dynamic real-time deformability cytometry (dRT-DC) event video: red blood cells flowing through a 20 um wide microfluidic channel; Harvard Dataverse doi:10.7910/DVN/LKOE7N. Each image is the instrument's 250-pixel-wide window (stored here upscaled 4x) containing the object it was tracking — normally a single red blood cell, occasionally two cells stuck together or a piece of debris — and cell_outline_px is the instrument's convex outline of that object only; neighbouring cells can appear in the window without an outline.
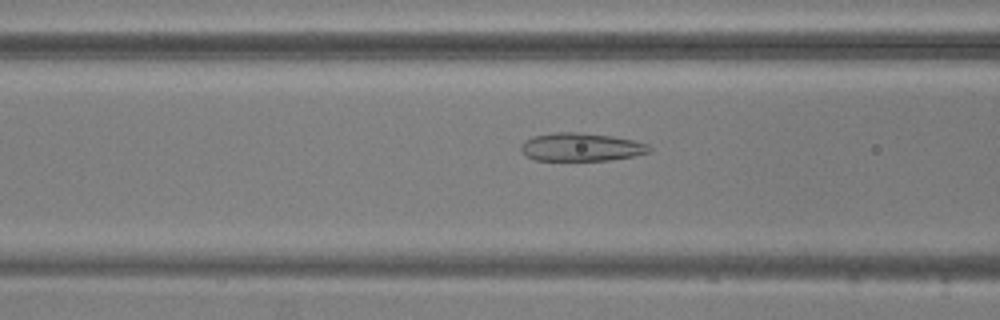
{"species": "common noctule bat (a hibernating species)", "species_latin": "Nyctalus noctula", "temperature_condition": "warm", "stored_images_in_passage": 52, "camera_frame_rate_fps": 3000, "um_per_image_px": 0.085, "animal": {"sex": "male", "body_mass_g": 20.5, "forearm_length_mm": 52.5}, "frame": {"image": 1, "passage_image": 19, "time_ms": 6.0, "image_size_px": [1000, 320], "cell_outline_px": [[652, 148], [648, 152], [632, 156], [608, 160], [532, 160], [524, 156], [520, 152], [520, 144], [524, 140], [532, 136], [556, 132], [576, 132], [612, 136], [632, 140], [648, 144]], "centroid_in_image_um": [49.31, 12.5], "position_along_channel_um": 117.3, "area_um2": 21.15}}
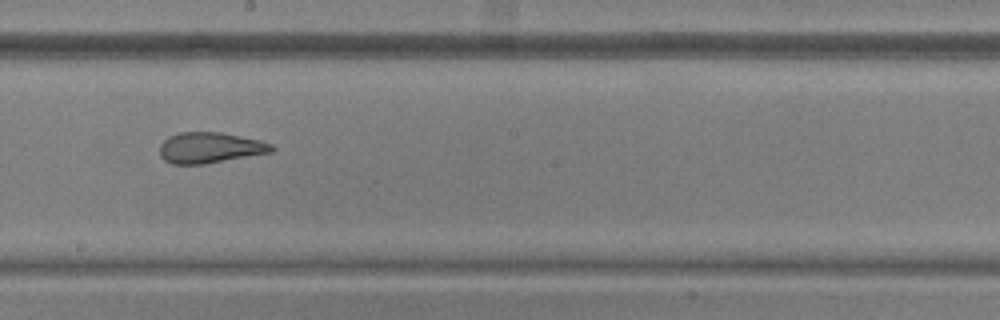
{"frame": {"image": 2, "passage_image": 28, "time_ms": 9.0, "image_size_px": [1000, 320], "cell_outline_px": [[276, 148], [272, 152], [204, 164], [172, 164], [164, 160], [160, 156], [160, 144], [168, 136], [180, 132], [220, 132], [260, 140], [272, 144]], "centroid_in_image_um": [17.84, 12.55], "position_along_channel_um": 230.4, "area_um2": 20.11}}
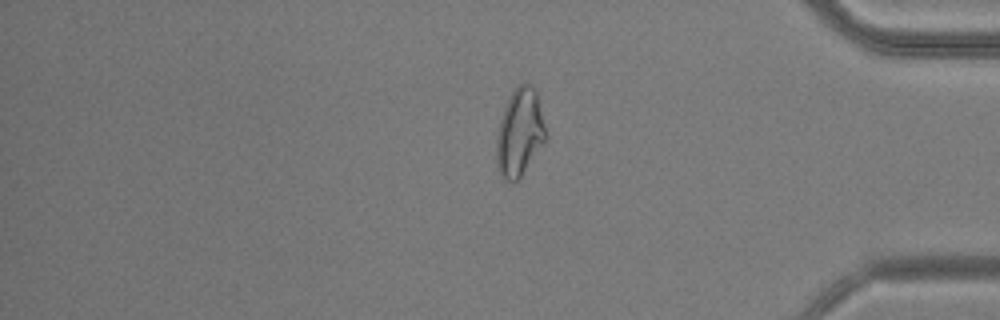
{"frame": {"image": 3, "passage_image": 43, "time_ms": 14.0, "image_size_px": [1000, 320], "cell_outline_px": [[548, 140], [520, 176], [512, 184], [500, 176], [496, 164], [496, 136], [500, 116], [512, 92], [520, 84], [528, 84], [536, 88], [548, 136]], "centroid_in_image_um": [44.18, 11.29], "position_along_channel_um": 391.0, "area_um2": 25.61}, "authors_computed_cell_mechanics": {"area_um2": 24.4494, "velocity_mm_per_s": 3.767, "shape_relaxation_time_tau1_ms": null, "shape_relaxation_time_tau2_ms": 1.4097, "deformation_change_tau1": null, "deformation_change_tau2": 0.0828}}